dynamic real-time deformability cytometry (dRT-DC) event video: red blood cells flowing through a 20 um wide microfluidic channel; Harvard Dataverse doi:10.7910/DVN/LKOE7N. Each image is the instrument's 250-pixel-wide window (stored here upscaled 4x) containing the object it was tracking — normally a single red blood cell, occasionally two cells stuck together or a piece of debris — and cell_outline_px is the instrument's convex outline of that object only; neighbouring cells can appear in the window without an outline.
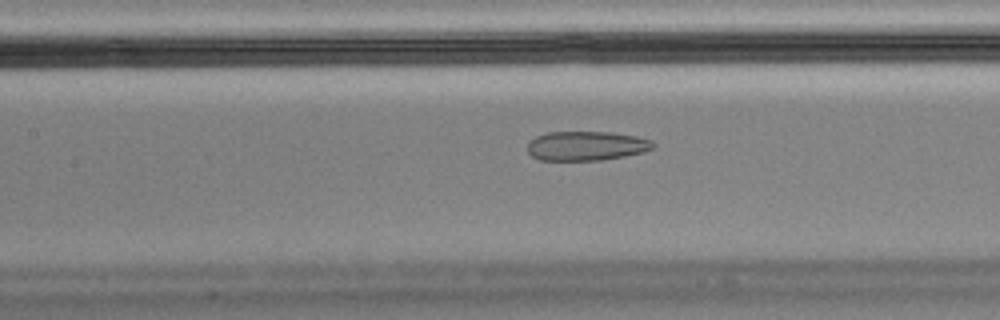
{"species": "Egyptian fruit bat (a non-hibernating species)", "species_latin": "Rousettus aegyptiacus", "temperature_condition": "cold", "stored_images_in_passage": 56, "camera_frame_rate_fps": 3000, "um_per_image_px": 0.085, "animal": {"sex": "male"}, "frame": {"image": 1, "passage_image": 25, "time_ms": 8.0, "image_size_px": [1000, 320], "cell_outline_px": [[656, 144], [652, 148], [644, 152], [624, 156], [600, 160], [540, 160], [532, 156], [528, 152], [528, 140], [536, 136], [548, 132], [612, 132], [636, 136], [652, 140]], "centroid_in_image_um": [49.83, 12.39], "position_along_channel_um": 157.6, "area_um2": 21.56}, "authors_computed_cell_mechanics": {"area_um2": 24.276, "velocity_mm_per_s": 3.5054, "shape_relaxation_time_tau1_ms": null, "shape_relaxation_time_tau2_ms": 1.6906, "deformation_change_tau1": null, "deformation_change_tau2": 0.0748}}